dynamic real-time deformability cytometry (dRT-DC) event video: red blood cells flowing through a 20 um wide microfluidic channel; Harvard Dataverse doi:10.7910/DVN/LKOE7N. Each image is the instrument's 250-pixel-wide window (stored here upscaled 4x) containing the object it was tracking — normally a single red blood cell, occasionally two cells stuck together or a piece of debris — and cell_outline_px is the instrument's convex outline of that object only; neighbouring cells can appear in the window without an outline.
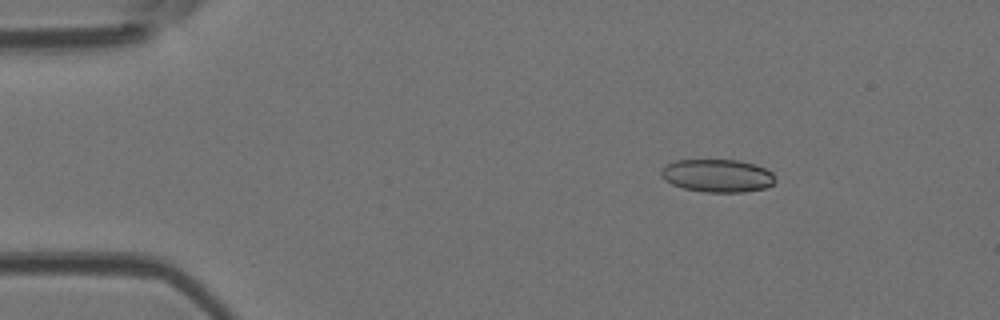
{"species": "Egyptian fruit bat (a non-hibernating species)", "species_latin": "Rousettus aegyptiacus", "temperature_condition": "room temperature", "stored_images_in_passage": 4, "camera_frame_rate_fps": 3000, "um_per_image_px": 0.085, "animal": {"sex": "female"}, "frame": {"image": 1, "passage_image": 2, "time_ms": 0.333, "image_size_px": [1000, 320], "cell_outline_px": [[776, 180], [772, 184], [764, 188], [744, 192], [704, 192], [684, 188], [672, 184], [664, 180], [660, 176], [660, 172], [668, 164], [676, 160], [740, 160], [756, 164], [772, 172]], "centroid_in_image_um": [60.99, 14.93], "position_along_channel_um": 24.0, "area_um2": 21.91}}
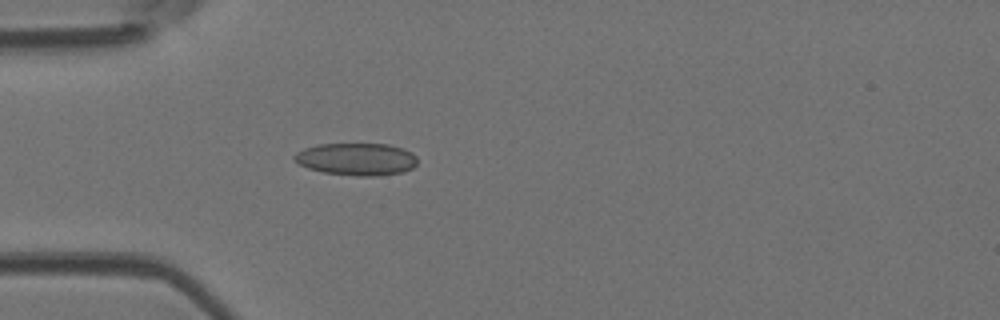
{"frame": {"image": 2, "passage_image": 4, "time_ms": 1.0, "image_size_px": [1000, 320], "cell_outline_px": [[416, 164], [412, 168], [400, 172], [376, 176], [356, 176], [324, 172], [308, 168], [300, 164], [292, 156], [296, 152], [304, 148], [316, 144], [388, 144], [404, 148], [412, 152], [416, 156]], "centroid_in_image_um": [30.3, 13.52], "position_along_channel_um": 54.7, "area_um2": 23.18}}